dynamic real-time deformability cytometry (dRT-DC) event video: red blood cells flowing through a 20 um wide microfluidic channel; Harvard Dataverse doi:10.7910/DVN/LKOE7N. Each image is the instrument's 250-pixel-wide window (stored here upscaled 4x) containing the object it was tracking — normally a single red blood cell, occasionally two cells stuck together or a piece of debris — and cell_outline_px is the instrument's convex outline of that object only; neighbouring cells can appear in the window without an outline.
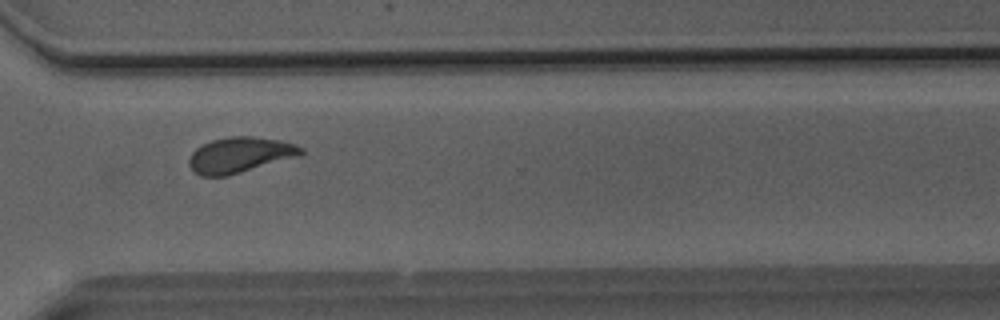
{"species": "Egyptian fruit bat (a non-hibernating species)", "species_latin": "Rousettus aegyptiacus", "temperature_condition": "room temperature", "stored_images_in_passage": 41, "camera_frame_rate_fps": 3000, "um_per_image_px": 0.085, "animal": {"sex": "male"}, "frame": {"image": 1, "passage_image": 28, "time_ms": 9.0, "image_size_px": [1000, 320], "cell_outline_px": [[304, 152], [300, 156], [228, 176], [200, 176], [188, 164], [188, 160], [192, 152], [196, 148], [212, 140], [228, 136], [252, 136], [280, 140], [296, 144], [304, 148]], "centroid_in_image_um": [20.42, 13.17], "position_along_channel_um": 350.2, "area_um2": 23.35}}
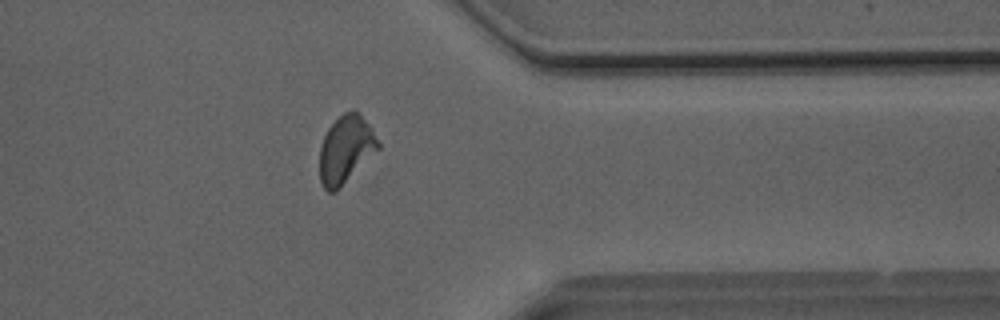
{"frame": {"image": 2, "passage_image": 31, "time_ms": 10.0, "image_size_px": [1000, 320], "cell_outline_px": [[380, 148], [336, 192], [328, 192], [324, 188], [320, 180], [320, 148], [324, 136], [328, 128], [344, 112], [356, 112], [372, 128], [380, 144]], "centroid_in_image_um": [29.38, 12.75], "position_along_channel_um": 382.0, "area_um2": 22.72}}
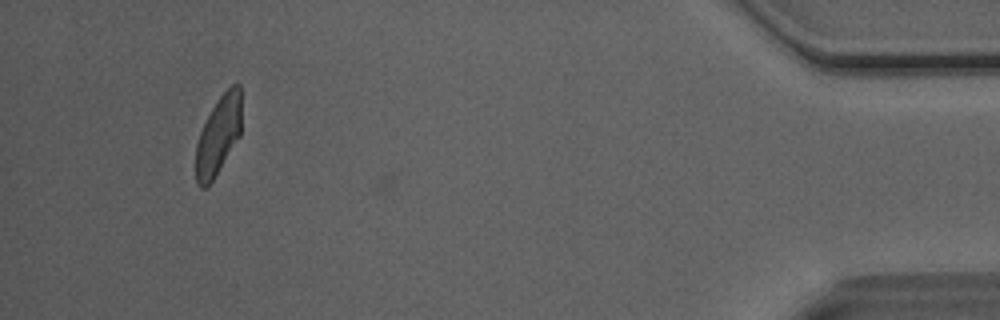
{"frame": {"image": 3, "passage_image": 38, "time_ms": 12.333, "image_size_px": [1000, 320], "cell_outline_px": [[240, 136], [208, 188], [200, 188], [196, 184], [196, 144], [200, 132], [212, 108], [220, 96], [232, 84], [240, 84]], "centroid_in_image_um": [18.54, 11.56], "position_along_channel_um": 416.7, "area_um2": 20.75}, "authors_computed_cell_mechanics": {"area_um2": 22.7154, "velocity_mm_per_s": 4.0726, "shape_relaxation_time_tau1_ms": 5.5644, "shape_relaxation_time_tau2_ms": 1.6909, "deformation_change_tau1": 0.1662, "deformation_change_tau2": 0.0524}}